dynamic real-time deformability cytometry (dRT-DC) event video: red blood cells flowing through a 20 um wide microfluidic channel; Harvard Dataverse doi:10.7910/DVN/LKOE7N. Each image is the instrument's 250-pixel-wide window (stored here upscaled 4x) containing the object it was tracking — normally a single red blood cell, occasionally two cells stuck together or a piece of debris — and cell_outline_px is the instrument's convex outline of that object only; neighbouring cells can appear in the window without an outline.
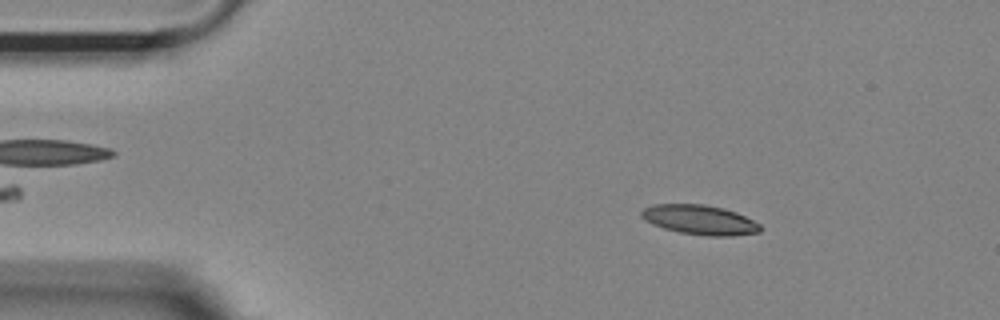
{"species": "Egyptian fruit bat (a non-hibernating species)", "species_latin": "Rousettus aegyptiacus", "temperature_condition": "room temperature", "stored_images_in_passage": 42, "camera_frame_rate_fps": 3000, "um_per_image_px": 0.085, "animal": {"sex": "female"}, "frame": {"image": 1, "passage_image": 3, "time_ms": 0.667, "image_size_px": [1000, 320], "cell_outline_px": [[760, 232], [732, 236], [708, 236], [680, 232], [664, 228], [652, 224], [644, 220], [640, 216], [640, 212], [644, 208], [652, 204], [704, 204], [724, 208], [736, 212], [760, 224]], "centroid_in_image_um": [59.45, 18.68], "position_along_channel_um": 25.6, "area_um2": 20.52}}
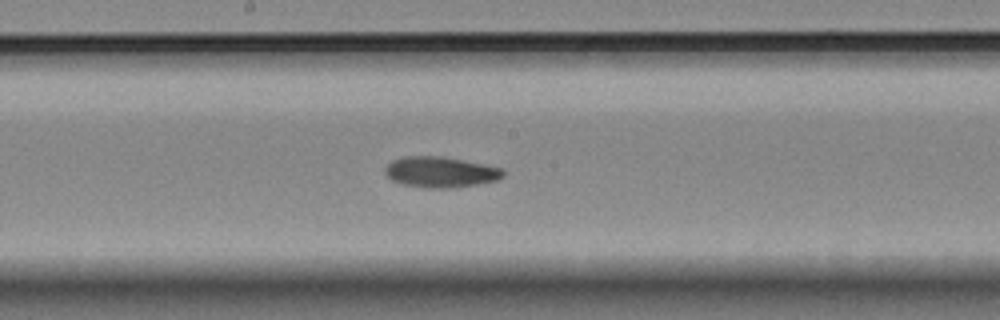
{"frame": {"image": 2, "passage_image": 23, "time_ms": 7.333, "image_size_px": [1000, 320], "cell_outline_px": [[504, 176], [496, 180], [476, 184], [452, 188], [428, 188], [404, 184], [392, 180], [384, 172], [384, 168], [392, 160], [404, 156], [444, 156], [504, 168]], "centroid_in_image_um": [37.45, 14.61], "position_along_channel_um": 210.8, "area_um2": 21.15}}
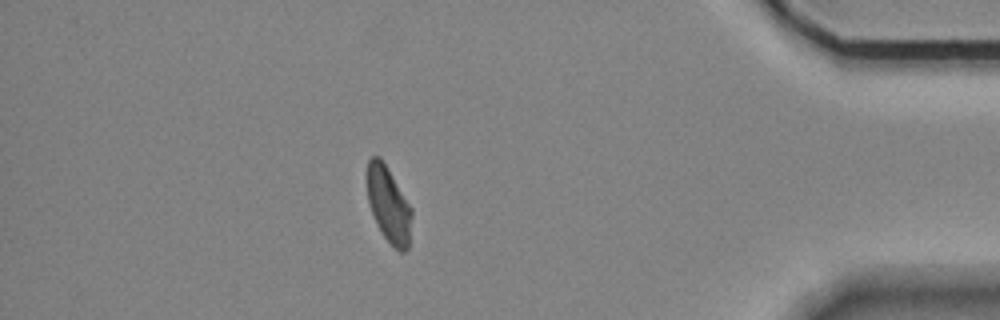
{"frame": {"image": 3, "passage_image": 42, "time_ms": 13.667, "image_size_px": [1000, 320], "cell_outline_px": [[412, 216], [408, 248], [404, 252], [400, 252], [384, 236], [376, 224], [368, 200], [364, 176], [368, 160], [372, 156], [380, 156], [412, 208]], "centroid_in_image_um": [32.99, 17.34], "position_along_channel_um": 402.2, "area_um2": 19.88}, "authors_computed_cell_mechanics": {"area_um2": 20.6346, "velocity_mm_per_s": 3.6793, "shape_relaxation_time_tau1_ms": 4.7625, "shape_relaxation_time_tau2_ms": 6.0491, "deformation_change_tau1": 0.1573, "deformation_change_tau2": 0.1164}}